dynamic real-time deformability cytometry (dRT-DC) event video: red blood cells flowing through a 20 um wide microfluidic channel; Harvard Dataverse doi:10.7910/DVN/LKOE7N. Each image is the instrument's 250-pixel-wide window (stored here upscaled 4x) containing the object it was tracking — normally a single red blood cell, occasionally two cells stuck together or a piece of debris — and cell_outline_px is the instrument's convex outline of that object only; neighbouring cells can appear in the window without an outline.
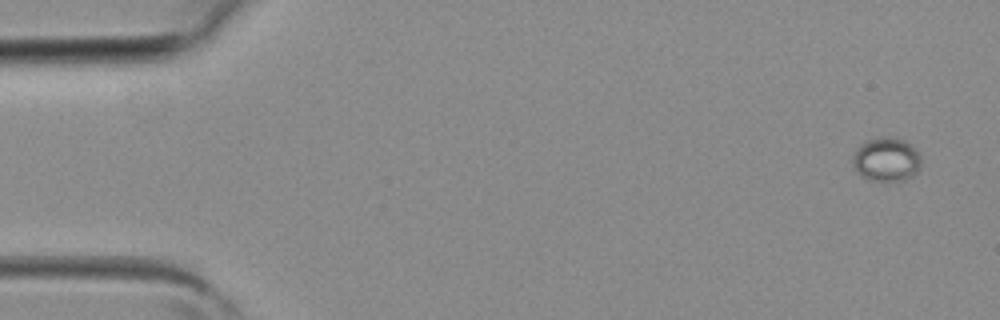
{"species": "common noctule bat (a hibernating species)", "species_latin": "Nyctalus noctula", "temperature_condition": "room temperature", "stored_images_in_passage": 5, "camera_frame_rate_fps": 3000, "um_per_image_px": 0.085, "animal": {"sex": "female", "body_mass_g": 19.3, "forearm_length_mm": 54.1}, "frame": {"image": 1, "passage_image": 1, "time_ms": 0.0, "image_size_px": [1000, 320], "cell_outline_px": [[920, 168], [912, 176], [904, 180], [868, 180], [860, 176], [856, 172], [852, 164], [852, 156], [856, 148], [860, 144], [868, 140], [880, 136], [896, 136], [912, 144], [920, 156]], "centroid_in_image_um": [75.31, 13.53], "position_along_channel_um": 9.7, "area_um2": 17.86}}
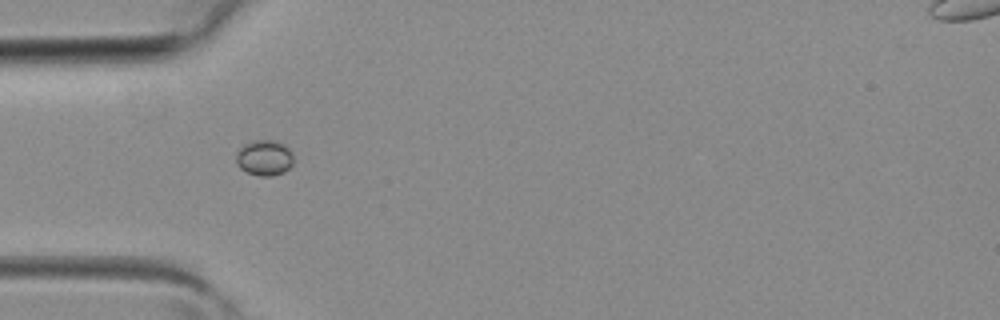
{"frame": {"image": 2, "passage_image": 4, "time_ms": 1.0, "image_size_px": [1000, 320], "cell_outline_px": [[292, 164], [284, 172], [272, 176], [260, 176], [248, 172], [240, 168], [236, 164], [236, 152], [244, 144], [252, 140], [276, 140], [284, 144], [292, 152]], "centroid_in_image_um": [22.46, 13.4], "position_along_channel_um": 62.5, "area_um2": 11.96}}
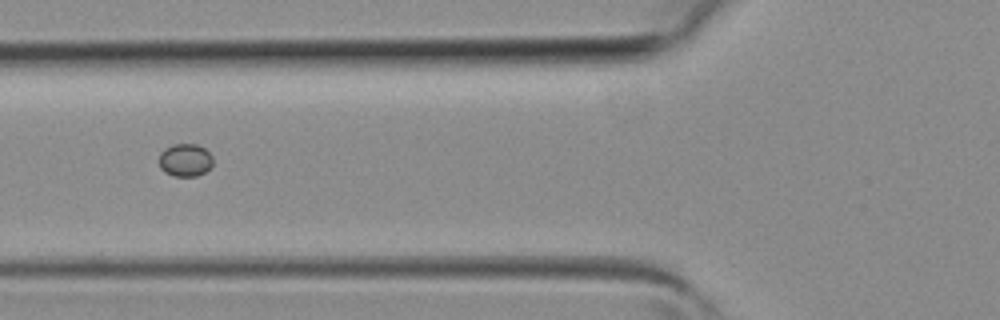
{"frame": {"image": 3, "passage_image": 5, "time_ms": 1.333, "image_size_px": [1000, 320], "cell_outline_px": [[212, 164], [204, 172], [196, 176], [172, 176], [164, 172], [160, 168], [160, 152], [164, 148], [172, 144], [196, 144], [204, 148], [212, 156]], "centroid_in_image_um": [15.71, 13.6], "position_along_channel_um": 110.1, "area_um2": 10.29}}